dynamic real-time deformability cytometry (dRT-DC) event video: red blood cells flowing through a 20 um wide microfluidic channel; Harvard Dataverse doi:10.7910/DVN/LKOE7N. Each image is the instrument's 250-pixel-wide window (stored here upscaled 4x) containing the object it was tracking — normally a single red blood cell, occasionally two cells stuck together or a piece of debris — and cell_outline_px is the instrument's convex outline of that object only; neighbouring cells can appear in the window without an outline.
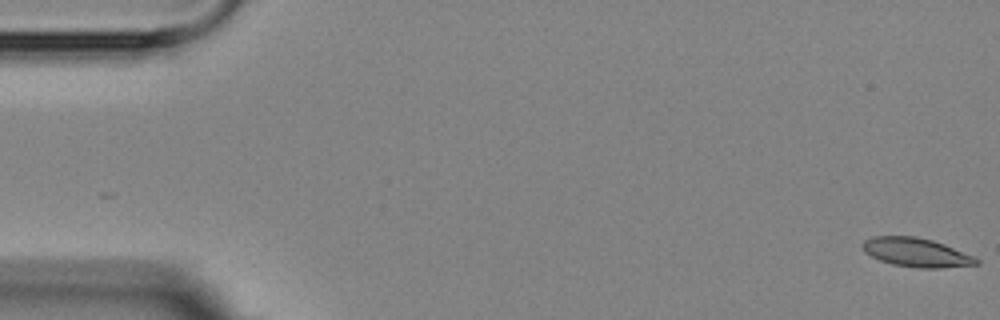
{"species": "Egyptian fruit bat (a non-hibernating species)", "species_latin": "Rousettus aegyptiacus", "temperature_condition": "room temperature", "stored_images_in_passage": 6, "camera_frame_rate_fps": 3000, "um_per_image_px": 0.085, "animal": {"sex": "female"}, "frame": {"image": 1, "passage_image": 1, "time_ms": 0.0, "image_size_px": [1000, 320], "cell_outline_px": [[980, 264], [940, 268], [920, 268], [892, 264], [880, 260], [864, 252], [860, 244], [864, 240], [872, 236], [916, 236], [932, 240], [944, 244], [972, 256], [980, 260]], "centroid_in_image_um": [77.85, 21.45], "position_along_channel_um": 7.2, "area_um2": 19.13}}
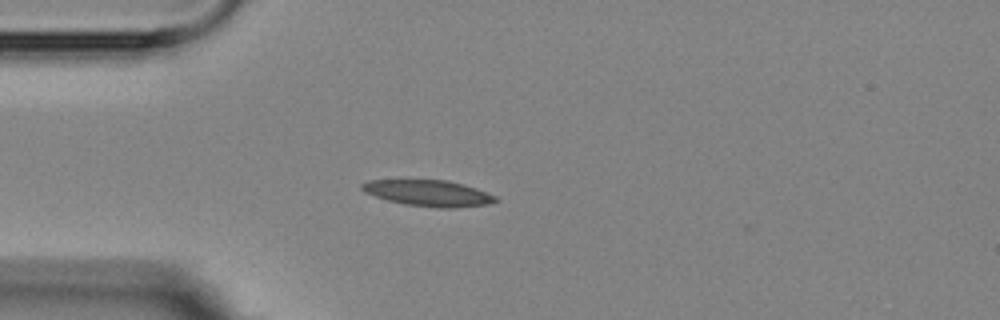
{"frame": {"image": 2, "passage_image": 5, "time_ms": 4.667, "image_size_px": [1000, 320], "cell_outline_px": [[500, 200], [488, 204], [452, 208], [440, 208], [404, 204], [388, 200], [364, 192], [360, 188], [360, 184], [368, 180], [448, 180], [464, 184], [476, 188], [496, 196]], "centroid_in_image_um": [36.42, 16.41], "position_along_channel_um": 48.6, "area_um2": 20.35}}